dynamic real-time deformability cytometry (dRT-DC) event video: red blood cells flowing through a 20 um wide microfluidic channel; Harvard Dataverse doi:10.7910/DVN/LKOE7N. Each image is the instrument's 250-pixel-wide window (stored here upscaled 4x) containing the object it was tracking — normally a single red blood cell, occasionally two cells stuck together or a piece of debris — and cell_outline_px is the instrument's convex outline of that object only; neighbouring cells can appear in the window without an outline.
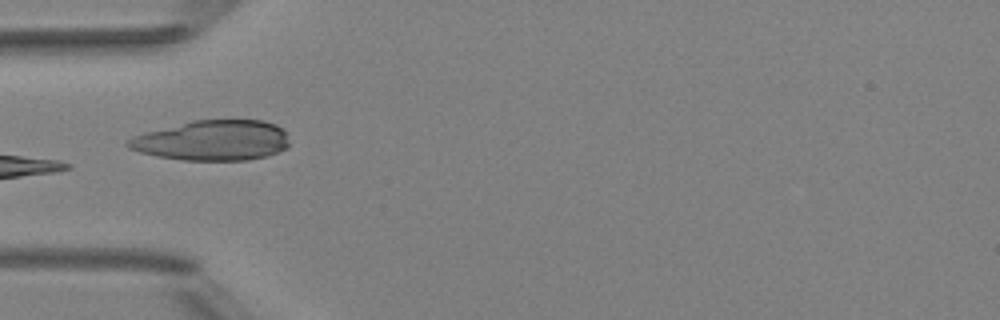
{"species": "Egyptian fruit bat (a non-hibernating species)", "species_latin": "Rousettus aegyptiacus", "temperature_condition": "room temperature", "stored_images_in_passage": 5, "camera_frame_rate_fps": 3000, "um_per_image_px": 0.085, "animal": {"sex": "female"}, "frame": {"image": 1, "passage_image": 5, "time_ms": 4.333, "image_size_px": [1000, 320], "cell_outline_px": [[288, 148], [264, 156], [248, 160], [184, 160], [156, 156], [140, 152], [128, 148], [124, 144], [132, 136], [192, 120], [264, 120], [276, 124], [284, 132], [288, 144]], "centroid_in_image_um": [18.03, 11.93], "position_along_channel_um": 67.0, "area_um2": 37.63}}